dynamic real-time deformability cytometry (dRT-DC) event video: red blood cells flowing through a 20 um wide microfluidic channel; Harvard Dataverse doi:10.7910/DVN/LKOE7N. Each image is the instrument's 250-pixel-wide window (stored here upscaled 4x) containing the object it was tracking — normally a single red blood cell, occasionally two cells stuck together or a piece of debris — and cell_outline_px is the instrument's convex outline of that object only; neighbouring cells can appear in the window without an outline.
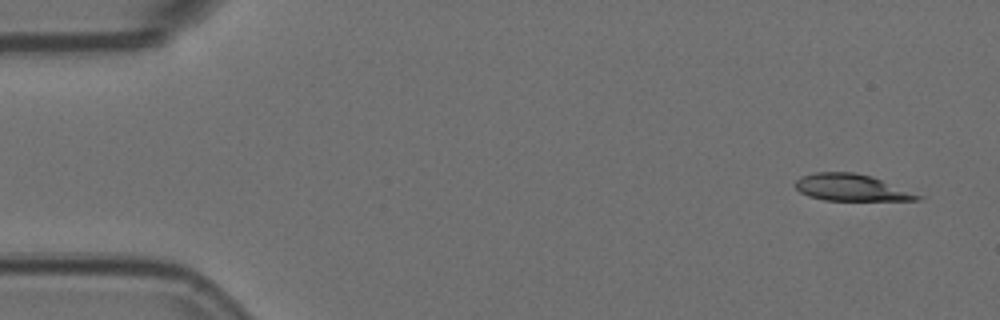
{"species": "Egyptian fruit bat (a non-hibernating species)", "species_latin": "Rousettus aegyptiacus", "temperature_condition": "room temperature", "stored_images_in_passage": 7, "camera_frame_rate_fps": 3000, "um_per_image_px": 0.085, "animal": {"sex": "female"}, "frame": {"image": 1, "passage_image": 1, "time_ms": 0.0, "image_size_px": [1000, 320], "cell_outline_px": [[924, 196], [920, 200], [824, 200], [808, 196], [800, 192], [792, 184], [800, 176], [816, 172], [852, 172], [872, 176]], "centroid_in_image_um": [72.33, 15.94], "position_along_channel_um": 12.7, "area_um2": 19.13}}
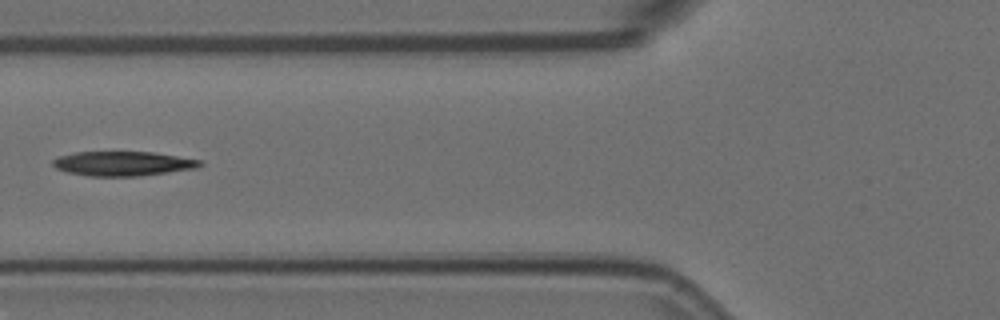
{"frame": {"image": 2, "passage_image": 6, "time_ms": 1.667, "image_size_px": [1000, 320], "cell_outline_px": [[204, 164], [196, 168], [140, 176], [88, 176], [68, 172], [56, 168], [52, 164], [52, 160], [60, 156], [76, 152], [152, 152], [200, 160]], "centroid_in_image_um": [10.43, 13.91], "position_along_channel_um": 115.4, "area_um2": 20.81}}
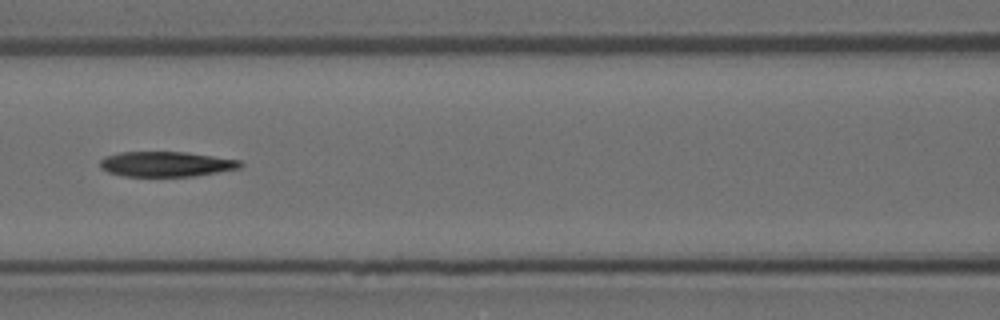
{"frame": {"image": 3, "passage_image": 7, "time_ms": 2.0, "image_size_px": [1000, 320], "cell_outline_px": [[244, 164], [240, 168], [196, 176], [124, 176], [108, 172], [100, 168], [100, 160], [104, 156], [120, 152], [188, 152], [240, 160]], "centroid_in_image_um": [14.12, 13.94], "position_along_channel_um": 152.5, "area_um2": 20.63}}